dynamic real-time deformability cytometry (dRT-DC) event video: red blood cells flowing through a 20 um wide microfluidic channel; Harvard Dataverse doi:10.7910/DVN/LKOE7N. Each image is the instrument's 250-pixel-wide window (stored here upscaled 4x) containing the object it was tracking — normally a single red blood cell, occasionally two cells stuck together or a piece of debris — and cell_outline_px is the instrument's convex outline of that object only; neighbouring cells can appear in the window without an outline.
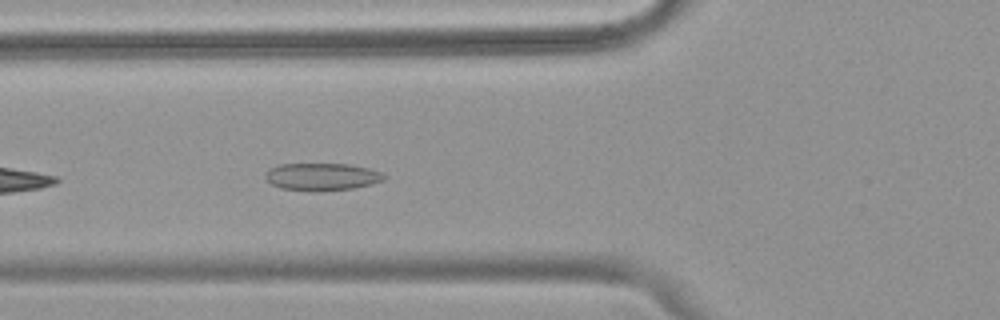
{"species": "common noctule bat (a hibernating species)", "species_latin": "Nyctalus noctula", "temperature_condition": "warm", "stored_images_in_passage": 30, "camera_frame_rate_fps": 3000, "um_per_image_px": 0.085, "animal": {"sex": "female", "body_mass_g": 18.4}, "frame": {"image": 1, "passage_image": 5, "time_ms": 1.333, "image_size_px": [1000, 320], "cell_outline_px": [[388, 176], [384, 180], [372, 184], [352, 188], [320, 192], [280, 188], [272, 184], [264, 176], [268, 168], [280, 164], [352, 164], [368, 168], [380, 172]], "centroid_in_image_um": [27.37, 15.02], "position_along_channel_um": 98.4, "area_um2": 19.13}}
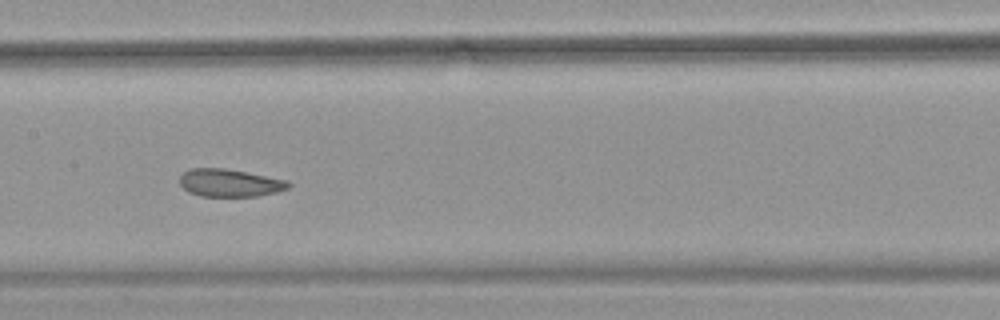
{"frame": {"image": 2, "passage_image": 12, "time_ms": 3.667, "image_size_px": [1000, 320], "cell_outline_px": [[292, 184], [288, 188], [276, 192], [256, 196], [200, 196], [188, 192], [180, 184], [180, 176], [188, 168], [224, 168], [288, 180]], "centroid_in_image_um": [19.52, 15.54], "position_along_channel_um": 187.9, "area_um2": 17.51}}
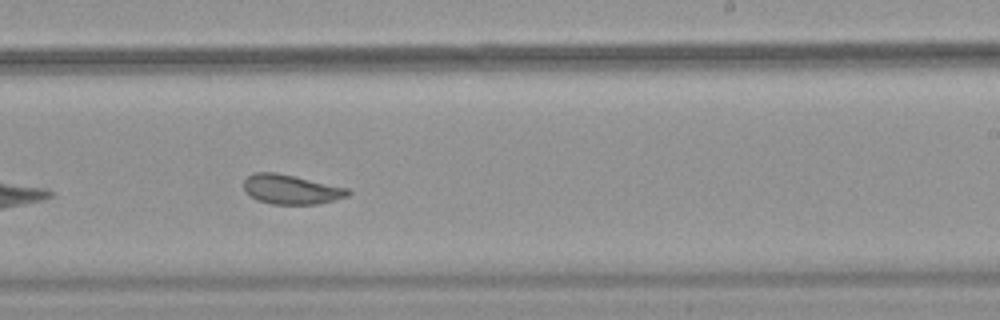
{"frame": {"image": 3, "passage_image": 18, "time_ms": 5.667, "image_size_px": [1000, 320], "cell_outline_px": [[352, 192], [348, 196], [316, 204], [272, 204], [256, 200], [244, 192], [244, 180], [248, 176], [256, 172], [276, 172], [296, 176], [348, 188]], "centroid_in_image_um": [24.72, 16.09], "position_along_channel_um": 264.3, "area_um2": 17.98}, "authors_computed_cell_mechanics": {"area_um2": 18.3226, "velocity_mm_per_s": 3.8309, "shape_relaxation_time_tau1_ms": 8.6473, "shape_relaxation_time_tau2_ms": 1.2058, "deformation_change_tau1": 0.1075, "deformation_change_tau2": 0.0604}}